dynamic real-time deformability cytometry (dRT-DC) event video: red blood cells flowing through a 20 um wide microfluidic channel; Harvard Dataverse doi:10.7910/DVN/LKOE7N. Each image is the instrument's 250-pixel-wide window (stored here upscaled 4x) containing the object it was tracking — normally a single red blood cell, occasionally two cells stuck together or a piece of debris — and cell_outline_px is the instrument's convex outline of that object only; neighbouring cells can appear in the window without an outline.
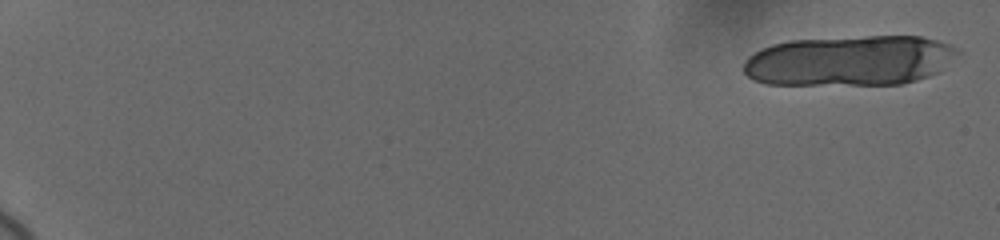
{"species": "human", "species_latin": "Homo sapiens", "temperature_condition": "cold", "stored_images_in_passage": 19, "camera_frame_rate_fps": 3000, "um_per_image_px": 0.085, "donor": {"sex": "female"}, "frame": {"image": 1, "passage_image": 1, "time_ms": 0.0, "image_size_px": [1000, 240], "cell_outline_px": [[960, 52], [940, 72], [916, 80], [900, 84], [768, 84], [752, 80], [744, 72], [744, 60], [748, 56], [760, 48], [772, 44], [792, 40], [864, 36], [920, 36], [936, 40], [948, 44], [956, 48]], "centroid_in_image_um": [72.21, 5.15], "position_along_channel_um": 12.8, "area_um2": 62.89}}
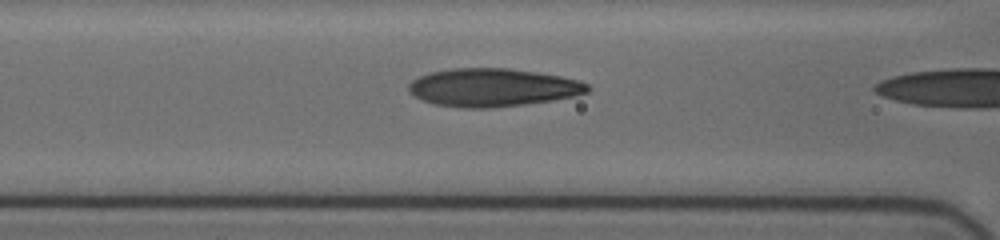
{"frame": {"image": 2, "passage_image": 18, "time_ms": 8.0, "image_size_px": [1000, 240], "cell_outline_px": [[592, 88], [588, 92], [572, 96], [552, 100], [524, 104], [488, 108], [468, 108], [432, 104], [408, 92], [408, 84], [412, 80], [428, 72], [452, 68], [508, 68], [536, 72], [560, 76], [580, 80], [588, 84]], "centroid_in_image_um": [41.87, 7.43], "position_along_channel_um": 124.7, "area_um2": 39.71}}